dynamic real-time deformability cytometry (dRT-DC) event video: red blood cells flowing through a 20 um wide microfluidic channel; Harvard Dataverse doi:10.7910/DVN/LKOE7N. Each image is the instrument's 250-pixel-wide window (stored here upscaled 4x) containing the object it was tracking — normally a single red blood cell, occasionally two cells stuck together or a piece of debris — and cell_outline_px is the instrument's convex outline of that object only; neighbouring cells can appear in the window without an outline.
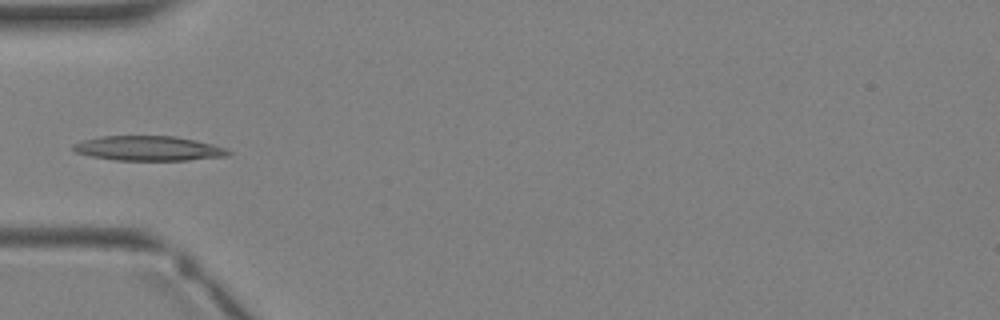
{"species": "Egyptian fruit bat (a non-hibernating species)", "species_latin": "Rousettus aegyptiacus", "temperature_condition": "warm", "stored_images_in_passage": 3, "camera_frame_rate_fps": 3000, "um_per_image_px": 0.085, "animal": {"sex": "female"}, "frame": {"image": 1, "passage_image": 3, "time_ms": 3.333, "image_size_px": [1000, 320], "cell_outline_px": [[232, 152], [228, 156], [188, 160], [116, 160], [92, 156], [76, 152], [72, 148], [72, 144], [84, 140], [100, 136], [176, 136], [212, 144], [224, 148]], "centroid_in_image_um": [12.62, 12.61], "position_along_channel_um": 72.4, "area_um2": 22.2}}